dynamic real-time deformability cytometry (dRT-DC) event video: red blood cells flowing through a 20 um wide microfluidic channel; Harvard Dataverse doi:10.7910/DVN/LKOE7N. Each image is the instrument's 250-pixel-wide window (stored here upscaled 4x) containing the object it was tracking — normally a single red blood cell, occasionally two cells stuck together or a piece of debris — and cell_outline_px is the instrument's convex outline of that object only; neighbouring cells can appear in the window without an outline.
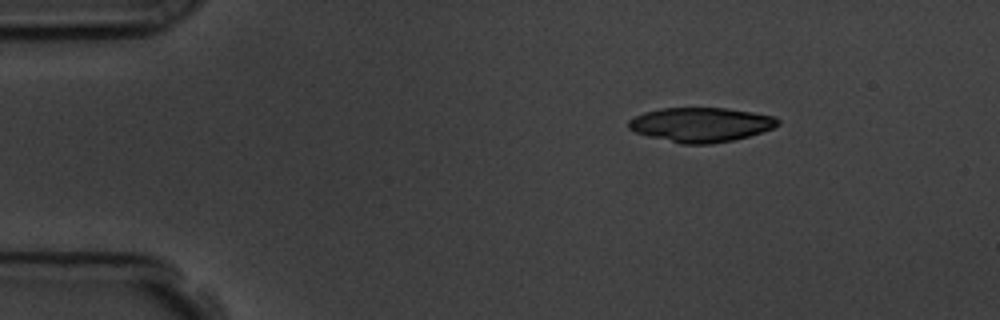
{"species": "common noctule bat (a hibernating species)", "species_latin": "Nyctalus noctula", "temperature_condition": "room temperature", "stored_images_in_passage": 48, "camera_frame_rate_fps": 3000, "um_per_image_px": 0.085, "animal": {"sex": "male", "body_mass_g": 19.5, "forearm_length_mm": 54.6}, "frame": {"image": 1, "passage_image": 1, "time_ms": 0.0, "image_size_px": [1000, 320], "cell_outline_px": [[780, 124], [772, 128], [748, 136], [732, 140], [712, 144], [680, 144], [648, 136], [636, 132], [628, 128], [628, 120], [644, 112], [660, 108], [724, 108], [752, 112], [772, 116], [780, 120]], "centroid_in_image_um": [59.54, 10.6], "position_along_channel_um": 25.5, "area_um2": 29.82}}